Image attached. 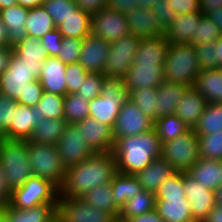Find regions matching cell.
<instances>
[{"label": "cell", "mask_w": 222, "mask_h": 222, "mask_svg": "<svg viewBox=\"0 0 222 222\" xmlns=\"http://www.w3.org/2000/svg\"><path fill=\"white\" fill-rule=\"evenodd\" d=\"M116 173L117 165L112 151L94 152L84 161L67 168L59 195L81 198L95 187L110 183Z\"/></svg>", "instance_id": "obj_1"}, {"label": "cell", "mask_w": 222, "mask_h": 222, "mask_svg": "<svg viewBox=\"0 0 222 222\" xmlns=\"http://www.w3.org/2000/svg\"><path fill=\"white\" fill-rule=\"evenodd\" d=\"M161 147L160 138L154 129L136 136L118 138L112 150L117 172L136 174L155 158L161 157Z\"/></svg>", "instance_id": "obj_2"}, {"label": "cell", "mask_w": 222, "mask_h": 222, "mask_svg": "<svg viewBox=\"0 0 222 222\" xmlns=\"http://www.w3.org/2000/svg\"><path fill=\"white\" fill-rule=\"evenodd\" d=\"M0 166L10 191L22 186L32 177L27 140H11L0 137Z\"/></svg>", "instance_id": "obj_3"}, {"label": "cell", "mask_w": 222, "mask_h": 222, "mask_svg": "<svg viewBox=\"0 0 222 222\" xmlns=\"http://www.w3.org/2000/svg\"><path fill=\"white\" fill-rule=\"evenodd\" d=\"M195 45L169 44L164 64V81L193 87L200 72Z\"/></svg>", "instance_id": "obj_4"}, {"label": "cell", "mask_w": 222, "mask_h": 222, "mask_svg": "<svg viewBox=\"0 0 222 222\" xmlns=\"http://www.w3.org/2000/svg\"><path fill=\"white\" fill-rule=\"evenodd\" d=\"M127 99L124 77L106 76L101 94L90 100L89 117L113 128L120 109Z\"/></svg>", "instance_id": "obj_5"}, {"label": "cell", "mask_w": 222, "mask_h": 222, "mask_svg": "<svg viewBox=\"0 0 222 222\" xmlns=\"http://www.w3.org/2000/svg\"><path fill=\"white\" fill-rule=\"evenodd\" d=\"M44 61L19 60L13 53L7 69L0 76V94L24 105L27 83L39 79Z\"/></svg>", "instance_id": "obj_6"}, {"label": "cell", "mask_w": 222, "mask_h": 222, "mask_svg": "<svg viewBox=\"0 0 222 222\" xmlns=\"http://www.w3.org/2000/svg\"><path fill=\"white\" fill-rule=\"evenodd\" d=\"M27 148L33 176L49 180L60 189L65 180L67 167L56 145L27 140Z\"/></svg>", "instance_id": "obj_7"}, {"label": "cell", "mask_w": 222, "mask_h": 222, "mask_svg": "<svg viewBox=\"0 0 222 222\" xmlns=\"http://www.w3.org/2000/svg\"><path fill=\"white\" fill-rule=\"evenodd\" d=\"M199 137L194 129L162 143L161 157L177 172H187L200 158Z\"/></svg>", "instance_id": "obj_8"}, {"label": "cell", "mask_w": 222, "mask_h": 222, "mask_svg": "<svg viewBox=\"0 0 222 222\" xmlns=\"http://www.w3.org/2000/svg\"><path fill=\"white\" fill-rule=\"evenodd\" d=\"M59 189L49 180L32 176L10 192L9 204L26 209L44 203H58Z\"/></svg>", "instance_id": "obj_9"}, {"label": "cell", "mask_w": 222, "mask_h": 222, "mask_svg": "<svg viewBox=\"0 0 222 222\" xmlns=\"http://www.w3.org/2000/svg\"><path fill=\"white\" fill-rule=\"evenodd\" d=\"M140 41L139 36L128 33L122 38L111 42L109 55L105 62L104 75L124 77L129 67L133 64Z\"/></svg>", "instance_id": "obj_10"}, {"label": "cell", "mask_w": 222, "mask_h": 222, "mask_svg": "<svg viewBox=\"0 0 222 222\" xmlns=\"http://www.w3.org/2000/svg\"><path fill=\"white\" fill-rule=\"evenodd\" d=\"M115 219L111 213L99 211L80 198L58 196L57 220L59 222H113Z\"/></svg>", "instance_id": "obj_11"}, {"label": "cell", "mask_w": 222, "mask_h": 222, "mask_svg": "<svg viewBox=\"0 0 222 222\" xmlns=\"http://www.w3.org/2000/svg\"><path fill=\"white\" fill-rule=\"evenodd\" d=\"M154 121L146 116L129 98L120 109L113 126L114 141L118 138L136 136L151 131Z\"/></svg>", "instance_id": "obj_12"}, {"label": "cell", "mask_w": 222, "mask_h": 222, "mask_svg": "<svg viewBox=\"0 0 222 222\" xmlns=\"http://www.w3.org/2000/svg\"><path fill=\"white\" fill-rule=\"evenodd\" d=\"M130 33L126 14L108 7L92 14L91 34L107 42H113Z\"/></svg>", "instance_id": "obj_13"}, {"label": "cell", "mask_w": 222, "mask_h": 222, "mask_svg": "<svg viewBox=\"0 0 222 222\" xmlns=\"http://www.w3.org/2000/svg\"><path fill=\"white\" fill-rule=\"evenodd\" d=\"M56 147L67 168L84 161L94 153L87 145L83 134L79 133V127L76 124L70 123L66 125L64 133L59 138Z\"/></svg>", "instance_id": "obj_14"}, {"label": "cell", "mask_w": 222, "mask_h": 222, "mask_svg": "<svg viewBox=\"0 0 222 222\" xmlns=\"http://www.w3.org/2000/svg\"><path fill=\"white\" fill-rule=\"evenodd\" d=\"M185 197L190 202L194 222H203L215 204V193L183 172Z\"/></svg>", "instance_id": "obj_15"}, {"label": "cell", "mask_w": 222, "mask_h": 222, "mask_svg": "<svg viewBox=\"0 0 222 222\" xmlns=\"http://www.w3.org/2000/svg\"><path fill=\"white\" fill-rule=\"evenodd\" d=\"M111 43L89 34L83 39L79 63L87 72L104 74V67Z\"/></svg>", "instance_id": "obj_16"}, {"label": "cell", "mask_w": 222, "mask_h": 222, "mask_svg": "<svg viewBox=\"0 0 222 222\" xmlns=\"http://www.w3.org/2000/svg\"><path fill=\"white\" fill-rule=\"evenodd\" d=\"M79 127V133L83 134L87 145L94 152H111L114 147L113 128L98 120L87 117L76 124Z\"/></svg>", "instance_id": "obj_17"}, {"label": "cell", "mask_w": 222, "mask_h": 222, "mask_svg": "<svg viewBox=\"0 0 222 222\" xmlns=\"http://www.w3.org/2000/svg\"><path fill=\"white\" fill-rule=\"evenodd\" d=\"M129 32L140 38H158L164 36L165 28L154 15L151 8H134L126 14Z\"/></svg>", "instance_id": "obj_18"}, {"label": "cell", "mask_w": 222, "mask_h": 222, "mask_svg": "<svg viewBox=\"0 0 222 222\" xmlns=\"http://www.w3.org/2000/svg\"><path fill=\"white\" fill-rule=\"evenodd\" d=\"M128 94L142 88H158L164 81V65L132 64L124 76Z\"/></svg>", "instance_id": "obj_19"}, {"label": "cell", "mask_w": 222, "mask_h": 222, "mask_svg": "<svg viewBox=\"0 0 222 222\" xmlns=\"http://www.w3.org/2000/svg\"><path fill=\"white\" fill-rule=\"evenodd\" d=\"M39 109L18 104L14 111L12 127L2 136V138L11 140H29L33 134L36 125L43 121V115H40Z\"/></svg>", "instance_id": "obj_20"}, {"label": "cell", "mask_w": 222, "mask_h": 222, "mask_svg": "<svg viewBox=\"0 0 222 222\" xmlns=\"http://www.w3.org/2000/svg\"><path fill=\"white\" fill-rule=\"evenodd\" d=\"M203 13H188L177 15L164 31V37L169 44H188L196 38L197 25L200 24Z\"/></svg>", "instance_id": "obj_21"}, {"label": "cell", "mask_w": 222, "mask_h": 222, "mask_svg": "<svg viewBox=\"0 0 222 222\" xmlns=\"http://www.w3.org/2000/svg\"><path fill=\"white\" fill-rule=\"evenodd\" d=\"M176 172L168 161L159 157L155 158L151 164L138 171L135 175L142 189L155 194L163 182Z\"/></svg>", "instance_id": "obj_22"}, {"label": "cell", "mask_w": 222, "mask_h": 222, "mask_svg": "<svg viewBox=\"0 0 222 222\" xmlns=\"http://www.w3.org/2000/svg\"><path fill=\"white\" fill-rule=\"evenodd\" d=\"M66 64L56 57H48L42 66L39 82L43 91L58 95H66Z\"/></svg>", "instance_id": "obj_23"}, {"label": "cell", "mask_w": 222, "mask_h": 222, "mask_svg": "<svg viewBox=\"0 0 222 222\" xmlns=\"http://www.w3.org/2000/svg\"><path fill=\"white\" fill-rule=\"evenodd\" d=\"M208 102L194 88L190 87L176 106V114L189 129H194L199 123Z\"/></svg>", "instance_id": "obj_24"}, {"label": "cell", "mask_w": 222, "mask_h": 222, "mask_svg": "<svg viewBox=\"0 0 222 222\" xmlns=\"http://www.w3.org/2000/svg\"><path fill=\"white\" fill-rule=\"evenodd\" d=\"M3 209L9 222H55L57 220V203H44L35 207L20 209L7 203Z\"/></svg>", "instance_id": "obj_25"}, {"label": "cell", "mask_w": 222, "mask_h": 222, "mask_svg": "<svg viewBox=\"0 0 222 222\" xmlns=\"http://www.w3.org/2000/svg\"><path fill=\"white\" fill-rule=\"evenodd\" d=\"M168 48L169 43L164 36L158 38H141L133 64L164 65Z\"/></svg>", "instance_id": "obj_26"}, {"label": "cell", "mask_w": 222, "mask_h": 222, "mask_svg": "<svg viewBox=\"0 0 222 222\" xmlns=\"http://www.w3.org/2000/svg\"><path fill=\"white\" fill-rule=\"evenodd\" d=\"M29 9L15 4L0 11V17L7 26L10 48L15 47L26 36L25 23Z\"/></svg>", "instance_id": "obj_27"}, {"label": "cell", "mask_w": 222, "mask_h": 222, "mask_svg": "<svg viewBox=\"0 0 222 222\" xmlns=\"http://www.w3.org/2000/svg\"><path fill=\"white\" fill-rule=\"evenodd\" d=\"M187 173L212 191L222 185V161L199 158Z\"/></svg>", "instance_id": "obj_28"}, {"label": "cell", "mask_w": 222, "mask_h": 222, "mask_svg": "<svg viewBox=\"0 0 222 222\" xmlns=\"http://www.w3.org/2000/svg\"><path fill=\"white\" fill-rule=\"evenodd\" d=\"M193 87L208 103H222V68L200 71Z\"/></svg>", "instance_id": "obj_29"}, {"label": "cell", "mask_w": 222, "mask_h": 222, "mask_svg": "<svg viewBox=\"0 0 222 222\" xmlns=\"http://www.w3.org/2000/svg\"><path fill=\"white\" fill-rule=\"evenodd\" d=\"M156 210L163 222H194L186 198L156 199Z\"/></svg>", "instance_id": "obj_30"}, {"label": "cell", "mask_w": 222, "mask_h": 222, "mask_svg": "<svg viewBox=\"0 0 222 222\" xmlns=\"http://www.w3.org/2000/svg\"><path fill=\"white\" fill-rule=\"evenodd\" d=\"M190 87L163 81L157 88L156 97V119L169 114H174L179 101L186 94Z\"/></svg>", "instance_id": "obj_31"}, {"label": "cell", "mask_w": 222, "mask_h": 222, "mask_svg": "<svg viewBox=\"0 0 222 222\" xmlns=\"http://www.w3.org/2000/svg\"><path fill=\"white\" fill-rule=\"evenodd\" d=\"M114 204L121 209L126 201L142 190L135 174L117 172L110 182Z\"/></svg>", "instance_id": "obj_32"}, {"label": "cell", "mask_w": 222, "mask_h": 222, "mask_svg": "<svg viewBox=\"0 0 222 222\" xmlns=\"http://www.w3.org/2000/svg\"><path fill=\"white\" fill-rule=\"evenodd\" d=\"M92 14L78 8L57 29L64 37L84 39L91 33Z\"/></svg>", "instance_id": "obj_33"}, {"label": "cell", "mask_w": 222, "mask_h": 222, "mask_svg": "<svg viewBox=\"0 0 222 222\" xmlns=\"http://www.w3.org/2000/svg\"><path fill=\"white\" fill-rule=\"evenodd\" d=\"M67 124L65 119L44 118L43 121L36 125L29 140L35 143L56 145Z\"/></svg>", "instance_id": "obj_34"}, {"label": "cell", "mask_w": 222, "mask_h": 222, "mask_svg": "<svg viewBox=\"0 0 222 222\" xmlns=\"http://www.w3.org/2000/svg\"><path fill=\"white\" fill-rule=\"evenodd\" d=\"M25 27L26 35L37 39H41L47 32L57 28L42 5L29 9Z\"/></svg>", "instance_id": "obj_35"}, {"label": "cell", "mask_w": 222, "mask_h": 222, "mask_svg": "<svg viewBox=\"0 0 222 222\" xmlns=\"http://www.w3.org/2000/svg\"><path fill=\"white\" fill-rule=\"evenodd\" d=\"M156 209V197L152 192L142 189L134 198L126 201L120 209L118 218L122 221L140 216Z\"/></svg>", "instance_id": "obj_36"}, {"label": "cell", "mask_w": 222, "mask_h": 222, "mask_svg": "<svg viewBox=\"0 0 222 222\" xmlns=\"http://www.w3.org/2000/svg\"><path fill=\"white\" fill-rule=\"evenodd\" d=\"M111 184H102L86 192L80 199L99 211L111 213L118 218L120 209L114 204Z\"/></svg>", "instance_id": "obj_37"}, {"label": "cell", "mask_w": 222, "mask_h": 222, "mask_svg": "<svg viewBox=\"0 0 222 222\" xmlns=\"http://www.w3.org/2000/svg\"><path fill=\"white\" fill-rule=\"evenodd\" d=\"M153 129L160 138L161 144L173 140L189 130L188 126L176 114L157 118L154 121Z\"/></svg>", "instance_id": "obj_38"}, {"label": "cell", "mask_w": 222, "mask_h": 222, "mask_svg": "<svg viewBox=\"0 0 222 222\" xmlns=\"http://www.w3.org/2000/svg\"><path fill=\"white\" fill-rule=\"evenodd\" d=\"M194 130L197 135H207L221 131L222 103H208Z\"/></svg>", "instance_id": "obj_39"}, {"label": "cell", "mask_w": 222, "mask_h": 222, "mask_svg": "<svg viewBox=\"0 0 222 222\" xmlns=\"http://www.w3.org/2000/svg\"><path fill=\"white\" fill-rule=\"evenodd\" d=\"M89 104L90 101L76 93L66 94L64 102L65 121L70 124H77L89 117Z\"/></svg>", "instance_id": "obj_40"}, {"label": "cell", "mask_w": 222, "mask_h": 222, "mask_svg": "<svg viewBox=\"0 0 222 222\" xmlns=\"http://www.w3.org/2000/svg\"><path fill=\"white\" fill-rule=\"evenodd\" d=\"M12 53L19 60L45 61L49 56L42 47L41 40L26 35L19 44L12 48Z\"/></svg>", "instance_id": "obj_41"}, {"label": "cell", "mask_w": 222, "mask_h": 222, "mask_svg": "<svg viewBox=\"0 0 222 222\" xmlns=\"http://www.w3.org/2000/svg\"><path fill=\"white\" fill-rule=\"evenodd\" d=\"M158 96L157 88H142L132 90L128 94V98L150 119L156 120V97Z\"/></svg>", "instance_id": "obj_42"}, {"label": "cell", "mask_w": 222, "mask_h": 222, "mask_svg": "<svg viewBox=\"0 0 222 222\" xmlns=\"http://www.w3.org/2000/svg\"><path fill=\"white\" fill-rule=\"evenodd\" d=\"M65 96L43 91L40 101L35 106L44 118L64 119Z\"/></svg>", "instance_id": "obj_43"}, {"label": "cell", "mask_w": 222, "mask_h": 222, "mask_svg": "<svg viewBox=\"0 0 222 222\" xmlns=\"http://www.w3.org/2000/svg\"><path fill=\"white\" fill-rule=\"evenodd\" d=\"M42 6L52 17L56 27L79 8L74 0H44Z\"/></svg>", "instance_id": "obj_44"}, {"label": "cell", "mask_w": 222, "mask_h": 222, "mask_svg": "<svg viewBox=\"0 0 222 222\" xmlns=\"http://www.w3.org/2000/svg\"><path fill=\"white\" fill-rule=\"evenodd\" d=\"M200 158L222 161V130L207 135H198Z\"/></svg>", "instance_id": "obj_45"}, {"label": "cell", "mask_w": 222, "mask_h": 222, "mask_svg": "<svg viewBox=\"0 0 222 222\" xmlns=\"http://www.w3.org/2000/svg\"><path fill=\"white\" fill-rule=\"evenodd\" d=\"M156 199H168L174 197L186 198L183 183V172H176L158 188Z\"/></svg>", "instance_id": "obj_46"}, {"label": "cell", "mask_w": 222, "mask_h": 222, "mask_svg": "<svg viewBox=\"0 0 222 222\" xmlns=\"http://www.w3.org/2000/svg\"><path fill=\"white\" fill-rule=\"evenodd\" d=\"M221 36L222 33L217 25L206 15H203L200 24L197 25L196 38L191 44L198 45L204 42L211 43L217 41Z\"/></svg>", "instance_id": "obj_47"}, {"label": "cell", "mask_w": 222, "mask_h": 222, "mask_svg": "<svg viewBox=\"0 0 222 222\" xmlns=\"http://www.w3.org/2000/svg\"><path fill=\"white\" fill-rule=\"evenodd\" d=\"M105 78L104 74L89 72L86 80L75 93L90 101L101 94Z\"/></svg>", "instance_id": "obj_48"}, {"label": "cell", "mask_w": 222, "mask_h": 222, "mask_svg": "<svg viewBox=\"0 0 222 222\" xmlns=\"http://www.w3.org/2000/svg\"><path fill=\"white\" fill-rule=\"evenodd\" d=\"M83 39L64 37L56 58L65 64L77 63L81 53Z\"/></svg>", "instance_id": "obj_49"}, {"label": "cell", "mask_w": 222, "mask_h": 222, "mask_svg": "<svg viewBox=\"0 0 222 222\" xmlns=\"http://www.w3.org/2000/svg\"><path fill=\"white\" fill-rule=\"evenodd\" d=\"M88 73L79 62L66 64V94L75 93L86 80Z\"/></svg>", "instance_id": "obj_50"}, {"label": "cell", "mask_w": 222, "mask_h": 222, "mask_svg": "<svg viewBox=\"0 0 222 222\" xmlns=\"http://www.w3.org/2000/svg\"><path fill=\"white\" fill-rule=\"evenodd\" d=\"M215 47L216 41L195 45L198 65L201 71L219 68V65L215 62Z\"/></svg>", "instance_id": "obj_51"}, {"label": "cell", "mask_w": 222, "mask_h": 222, "mask_svg": "<svg viewBox=\"0 0 222 222\" xmlns=\"http://www.w3.org/2000/svg\"><path fill=\"white\" fill-rule=\"evenodd\" d=\"M16 100L0 94V137H2L11 127L14 111L17 110Z\"/></svg>", "instance_id": "obj_52"}, {"label": "cell", "mask_w": 222, "mask_h": 222, "mask_svg": "<svg viewBox=\"0 0 222 222\" xmlns=\"http://www.w3.org/2000/svg\"><path fill=\"white\" fill-rule=\"evenodd\" d=\"M150 8L165 29L177 16L170 6L169 0H155Z\"/></svg>", "instance_id": "obj_53"}, {"label": "cell", "mask_w": 222, "mask_h": 222, "mask_svg": "<svg viewBox=\"0 0 222 222\" xmlns=\"http://www.w3.org/2000/svg\"><path fill=\"white\" fill-rule=\"evenodd\" d=\"M63 36L56 28L47 32L40 40L42 47L46 50L49 57H57L60 51Z\"/></svg>", "instance_id": "obj_54"}, {"label": "cell", "mask_w": 222, "mask_h": 222, "mask_svg": "<svg viewBox=\"0 0 222 222\" xmlns=\"http://www.w3.org/2000/svg\"><path fill=\"white\" fill-rule=\"evenodd\" d=\"M43 93V88L39 80L30 81L24 90V105L35 107L40 101Z\"/></svg>", "instance_id": "obj_55"}, {"label": "cell", "mask_w": 222, "mask_h": 222, "mask_svg": "<svg viewBox=\"0 0 222 222\" xmlns=\"http://www.w3.org/2000/svg\"><path fill=\"white\" fill-rule=\"evenodd\" d=\"M169 4L177 15L201 13L199 0H169Z\"/></svg>", "instance_id": "obj_56"}, {"label": "cell", "mask_w": 222, "mask_h": 222, "mask_svg": "<svg viewBox=\"0 0 222 222\" xmlns=\"http://www.w3.org/2000/svg\"><path fill=\"white\" fill-rule=\"evenodd\" d=\"M107 7L117 12L127 14L137 8L136 0H108Z\"/></svg>", "instance_id": "obj_57"}, {"label": "cell", "mask_w": 222, "mask_h": 222, "mask_svg": "<svg viewBox=\"0 0 222 222\" xmlns=\"http://www.w3.org/2000/svg\"><path fill=\"white\" fill-rule=\"evenodd\" d=\"M78 7L91 14L107 7L108 0H74Z\"/></svg>", "instance_id": "obj_58"}, {"label": "cell", "mask_w": 222, "mask_h": 222, "mask_svg": "<svg viewBox=\"0 0 222 222\" xmlns=\"http://www.w3.org/2000/svg\"><path fill=\"white\" fill-rule=\"evenodd\" d=\"M124 222H163L162 218L160 217L159 213L157 212L156 209L144 213L140 216L131 218V219H126Z\"/></svg>", "instance_id": "obj_59"}, {"label": "cell", "mask_w": 222, "mask_h": 222, "mask_svg": "<svg viewBox=\"0 0 222 222\" xmlns=\"http://www.w3.org/2000/svg\"><path fill=\"white\" fill-rule=\"evenodd\" d=\"M10 192L11 191L6 185L3 169L0 166V208H3L7 203H9Z\"/></svg>", "instance_id": "obj_60"}, {"label": "cell", "mask_w": 222, "mask_h": 222, "mask_svg": "<svg viewBox=\"0 0 222 222\" xmlns=\"http://www.w3.org/2000/svg\"><path fill=\"white\" fill-rule=\"evenodd\" d=\"M200 11L203 15H207L222 7V0H199Z\"/></svg>", "instance_id": "obj_61"}, {"label": "cell", "mask_w": 222, "mask_h": 222, "mask_svg": "<svg viewBox=\"0 0 222 222\" xmlns=\"http://www.w3.org/2000/svg\"><path fill=\"white\" fill-rule=\"evenodd\" d=\"M12 55V48L0 47V76L7 69Z\"/></svg>", "instance_id": "obj_62"}, {"label": "cell", "mask_w": 222, "mask_h": 222, "mask_svg": "<svg viewBox=\"0 0 222 222\" xmlns=\"http://www.w3.org/2000/svg\"><path fill=\"white\" fill-rule=\"evenodd\" d=\"M203 222H222V206L215 205Z\"/></svg>", "instance_id": "obj_63"}, {"label": "cell", "mask_w": 222, "mask_h": 222, "mask_svg": "<svg viewBox=\"0 0 222 222\" xmlns=\"http://www.w3.org/2000/svg\"><path fill=\"white\" fill-rule=\"evenodd\" d=\"M0 47L10 48L7 26L3 23L1 17H0Z\"/></svg>", "instance_id": "obj_64"}, {"label": "cell", "mask_w": 222, "mask_h": 222, "mask_svg": "<svg viewBox=\"0 0 222 222\" xmlns=\"http://www.w3.org/2000/svg\"><path fill=\"white\" fill-rule=\"evenodd\" d=\"M208 18H210L220 29L222 33V7L217 8L215 11L208 13L206 15Z\"/></svg>", "instance_id": "obj_65"}, {"label": "cell", "mask_w": 222, "mask_h": 222, "mask_svg": "<svg viewBox=\"0 0 222 222\" xmlns=\"http://www.w3.org/2000/svg\"><path fill=\"white\" fill-rule=\"evenodd\" d=\"M215 62L222 68V36L216 41Z\"/></svg>", "instance_id": "obj_66"}, {"label": "cell", "mask_w": 222, "mask_h": 222, "mask_svg": "<svg viewBox=\"0 0 222 222\" xmlns=\"http://www.w3.org/2000/svg\"><path fill=\"white\" fill-rule=\"evenodd\" d=\"M17 4H20L23 7H26L28 9L34 8L36 6H41L44 2V0H16Z\"/></svg>", "instance_id": "obj_67"}, {"label": "cell", "mask_w": 222, "mask_h": 222, "mask_svg": "<svg viewBox=\"0 0 222 222\" xmlns=\"http://www.w3.org/2000/svg\"><path fill=\"white\" fill-rule=\"evenodd\" d=\"M215 193V204L222 206V185L214 191Z\"/></svg>", "instance_id": "obj_68"}, {"label": "cell", "mask_w": 222, "mask_h": 222, "mask_svg": "<svg viewBox=\"0 0 222 222\" xmlns=\"http://www.w3.org/2000/svg\"><path fill=\"white\" fill-rule=\"evenodd\" d=\"M155 0H136L137 7L150 8Z\"/></svg>", "instance_id": "obj_69"}, {"label": "cell", "mask_w": 222, "mask_h": 222, "mask_svg": "<svg viewBox=\"0 0 222 222\" xmlns=\"http://www.w3.org/2000/svg\"><path fill=\"white\" fill-rule=\"evenodd\" d=\"M17 4L16 0H0V7L1 10L7 7H11L13 5Z\"/></svg>", "instance_id": "obj_70"}, {"label": "cell", "mask_w": 222, "mask_h": 222, "mask_svg": "<svg viewBox=\"0 0 222 222\" xmlns=\"http://www.w3.org/2000/svg\"><path fill=\"white\" fill-rule=\"evenodd\" d=\"M0 222H9L8 215L3 208H0Z\"/></svg>", "instance_id": "obj_71"}, {"label": "cell", "mask_w": 222, "mask_h": 222, "mask_svg": "<svg viewBox=\"0 0 222 222\" xmlns=\"http://www.w3.org/2000/svg\"><path fill=\"white\" fill-rule=\"evenodd\" d=\"M113 222H124V221L120 220L119 218H116Z\"/></svg>", "instance_id": "obj_72"}]
</instances>
